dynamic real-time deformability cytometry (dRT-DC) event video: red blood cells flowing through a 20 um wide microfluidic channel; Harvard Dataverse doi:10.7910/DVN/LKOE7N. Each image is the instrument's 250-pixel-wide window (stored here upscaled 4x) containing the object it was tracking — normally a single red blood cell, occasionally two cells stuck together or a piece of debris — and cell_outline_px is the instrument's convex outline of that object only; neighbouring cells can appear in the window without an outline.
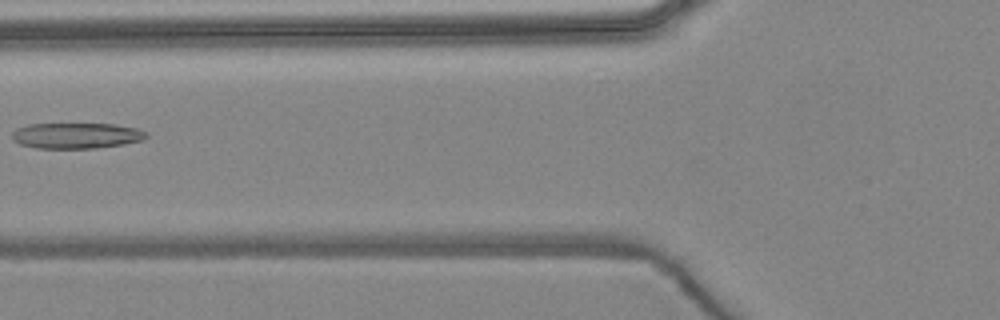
{"species": "common noctule bat (a hibernating species)", "species_latin": "Nyctalus noctula", "temperature_condition": "warm", "stored_images_in_passage": 6, "camera_frame_rate_fps": 3000, "um_per_image_px": 0.085, "animal": {"sex": "female", "body_mass_g": 24.6, "forearm_length_mm": 56.2}, "frame": {"image": 1, "passage_image": 6, "time_ms": 6.0, "image_size_px": [1000, 320], "cell_outline_px": [[148, 136], [144, 140], [124, 144], [96, 148], [36, 148], [20, 144], [12, 140], [12, 132], [16, 128], [28, 124], [116, 124], [136, 128], [148, 132]], "centroid_in_image_um": [6.5, 11.52], "position_along_channel_um": 119.3, "area_um2": 20.29}}